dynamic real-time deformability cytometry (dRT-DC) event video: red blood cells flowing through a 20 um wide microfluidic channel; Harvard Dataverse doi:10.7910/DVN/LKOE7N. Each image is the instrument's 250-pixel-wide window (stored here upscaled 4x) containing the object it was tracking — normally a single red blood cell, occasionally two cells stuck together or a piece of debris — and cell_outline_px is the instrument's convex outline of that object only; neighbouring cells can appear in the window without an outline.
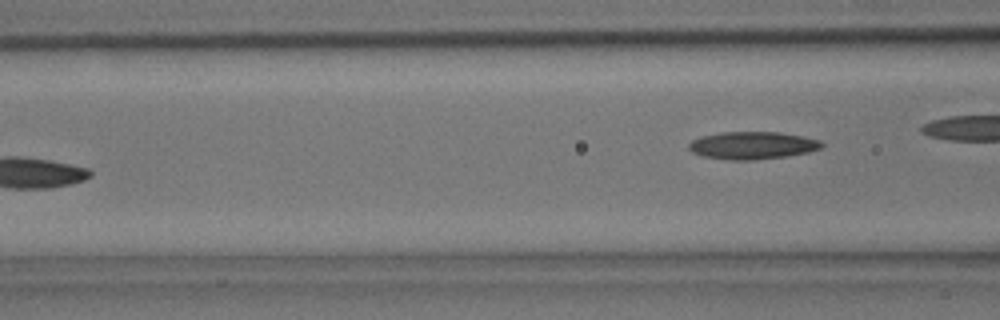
{"species": "common noctule bat (a hibernating species)", "species_latin": "Nyctalus noctula", "temperature_condition": "room temperature", "stored_images_in_passage": 4, "camera_frame_rate_fps": 3000, "um_per_image_px": 0.085, "animal": {"sex": "male", "body_mass_g": 15.6}, "frame": {"image": 1, "passage_image": 4, "time_ms": 1.0, "image_size_px": [1000, 320], "cell_outline_px": [[824, 144], [820, 148], [808, 152], [784, 156], [752, 160], [732, 160], [704, 156], [692, 152], [688, 148], [688, 144], [692, 140], [700, 136], [720, 132], [780, 132], [804, 136], [820, 140]], "centroid_in_image_um": [63.94, 12.34], "position_along_channel_um": 102.7, "area_um2": 21.27}}